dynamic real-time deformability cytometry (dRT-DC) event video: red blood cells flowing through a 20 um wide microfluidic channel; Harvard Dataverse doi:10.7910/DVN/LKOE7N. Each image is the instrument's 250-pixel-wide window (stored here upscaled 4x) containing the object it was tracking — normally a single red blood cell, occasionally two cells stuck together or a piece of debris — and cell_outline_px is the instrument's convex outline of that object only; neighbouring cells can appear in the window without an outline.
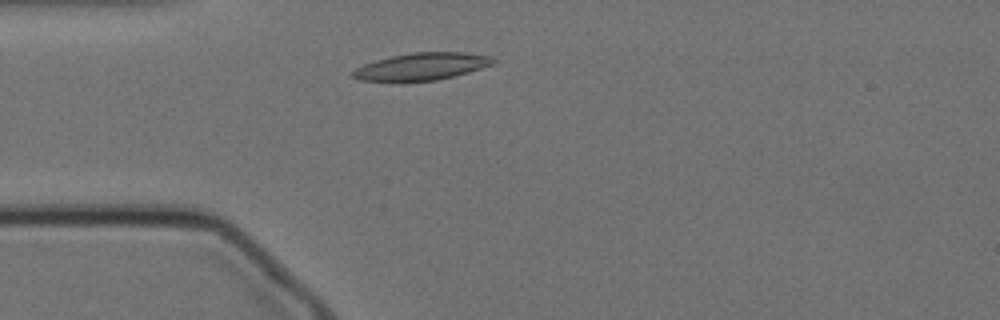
{"species": "Egyptian fruit bat (a non-hibernating species)", "species_latin": "Rousettus aegyptiacus", "temperature_condition": "cold", "stored_images_in_passage": 51, "camera_frame_rate_fps": 3000, "um_per_image_px": 0.085, "animal": {"sex": "female"}, "frame": {"image": 1, "passage_image": 8, "time_ms": 2.333, "image_size_px": [1000, 320], "cell_outline_px": [[496, 60], [492, 64], [468, 72], [436, 80], [360, 80], [348, 76], [356, 68], [364, 64], [376, 60], [392, 56], [412, 52], [464, 52], [492, 56]], "centroid_in_image_um": [35.84, 5.63], "position_along_channel_um": 49.2, "area_um2": 21.85}}
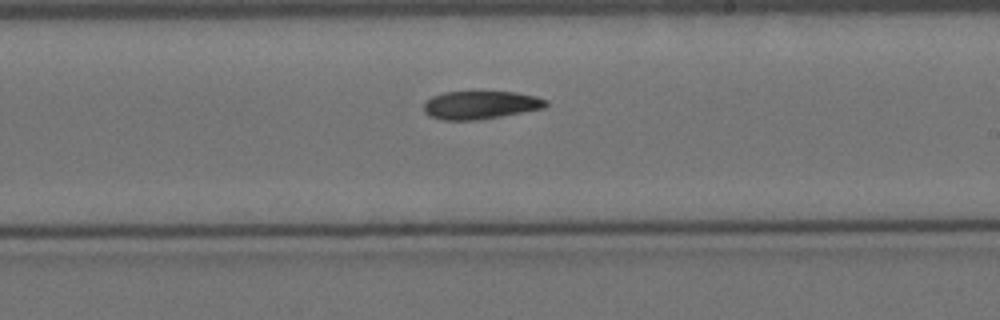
{"frame": {"image": 2, "passage_image": 26, "time_ms": 8.333, "image_size_px": [1000, 320], "cell_outline_px": [[548, 104], [544, 108], [500, 116], [476, 120], [440, 120], [428, 116], [424, 112], [424, 104], [432, 96], [444, 92], [516, 92], [536, 96], [548, 100]], "centroid_in_image_um": [40.83, 8.93], "position_along_channel_um": 248.2, "area_um2": 20.0}}
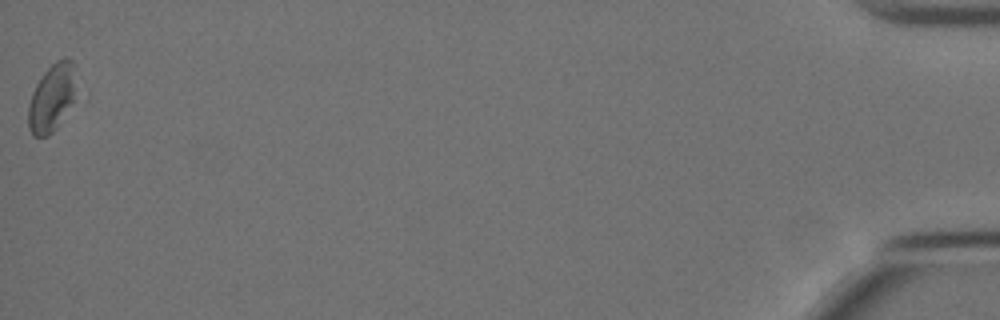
{"frame": {"image": 3, "passage_image": 51, "time_ms": 16.667, "image_size_px": [1000, 320], "cell_outline_px": [[76, 100], [56, 128], [48, 136], [32, 136], [28, 128], [28, 104], [32, 92], [36, 84], [44, 72], [56, 60], [68, 56], [76, 64]], "centroid_in_image_um": [4.45, 8.27], "position_along_channel_um": 430.8, "area_um2": 19.54}}